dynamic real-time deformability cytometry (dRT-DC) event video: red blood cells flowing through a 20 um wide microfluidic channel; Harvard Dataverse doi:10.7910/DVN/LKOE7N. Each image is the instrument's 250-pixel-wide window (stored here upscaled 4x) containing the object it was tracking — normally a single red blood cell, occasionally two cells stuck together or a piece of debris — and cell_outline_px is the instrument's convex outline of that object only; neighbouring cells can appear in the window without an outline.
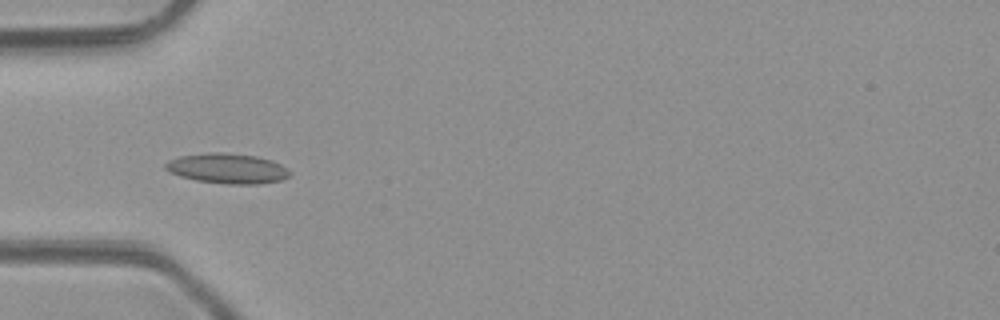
{"species": "common noctule bat (a hibernating species)", "species_latin": "Nyctalus noctula", "temperature_condition": "room temperature", "stored_images_in_passage": 4, "camera_frame_rate_fps": 3000, "um_per_image_px": 0.085, "animal": {"sex": "male", "body_mass_g": 23.1, "forearm_length_mm": 52.7}, "frame": {"image": 1, "passage_image": 3, "time_ms": 2.333, "image_size_px": [1000, 320], "cell_outline_px": [[292, 172], [288, 176], [280, 180], [260, 184], [228, 184], [196, 180], [180, 176], [168, 172], [164, 168], [164, 164], [168, 160], [180, 156], [212, 152], [220, 152], [256, 156], [272, 160], [288, 168]], "centroid_in_image_um": [19.32, 14.32], "position_along_channel_um": 65.7, "area_um2": 21.85}}
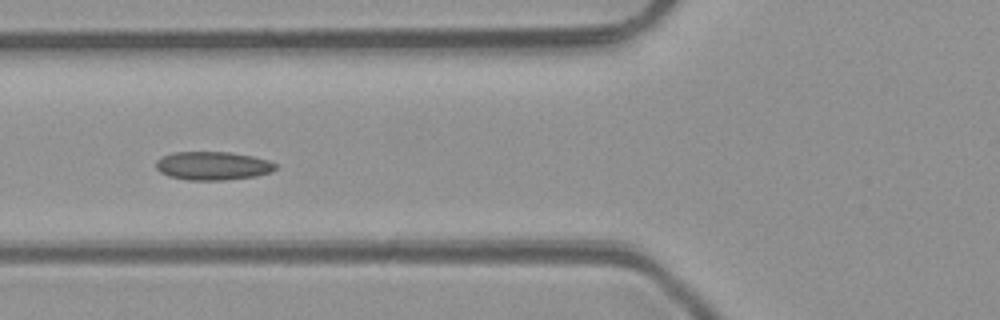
{"frame": {"image": 2, "passage_image": 4, "time_ms": 3.333, "image_size_px": [1000, 320], "cell_outline_px": [[276, 168], [272, 172], [256, 176], [224, 180], [188, 180], [168, 176], [160, 172], [156, 168], [156, 160], [172, 152], [228, 152], [252, 156], [268, 160], [276, 164]], "centroid_in_image_um": [18.08, 14.09], "position_along_channel_um": 107.7, "area_um2": 19.83}}